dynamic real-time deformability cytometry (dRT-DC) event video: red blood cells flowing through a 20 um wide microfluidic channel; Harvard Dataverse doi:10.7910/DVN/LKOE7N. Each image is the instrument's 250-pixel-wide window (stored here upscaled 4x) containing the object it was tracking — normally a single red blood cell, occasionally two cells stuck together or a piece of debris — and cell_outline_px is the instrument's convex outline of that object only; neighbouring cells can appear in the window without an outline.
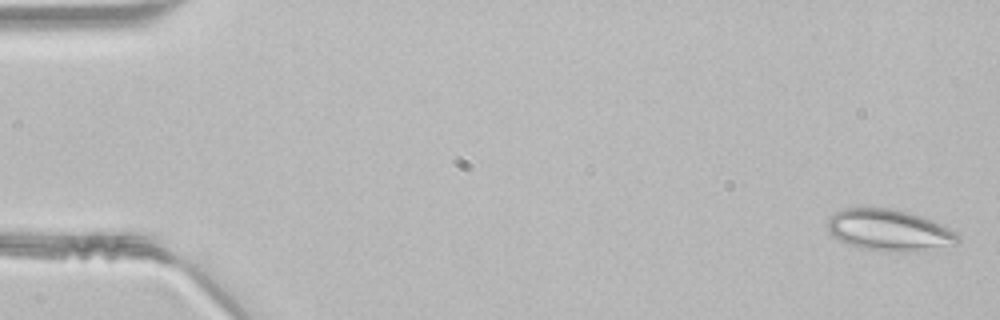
{"species": "common noctule bat (a hibernating species)", "species_latin": "Nyctalus noctula", "temperature_condition": "room temperature", "stored_images_in_passage": 47, "segment_of_instrument_passage": [1, 2], "camera_frame_rate_fps": 3000, "um_per_image_px": 0.085, "animal": {"sex": "male", "body_mass_g": 21.5, "forearm_length_mm": 52.0}, "frame": {"image": 1, "passage_image": 1, "time_ms": 0.0, "image_size_px": [1000, 320], "cell_outline_px": [[960, 240], [952, 244], [904, 252], [900, 252], [860, 248], [840, 240], [828, 228], [828, 216], [844, 208], [892, 208], [908, 212], [944, 224], [956, 232], [960, 236]], "centroid_in_image_um": [75.59, 19.54], "position_along_channel_um": 9.4, "area_um2": 30.92}}
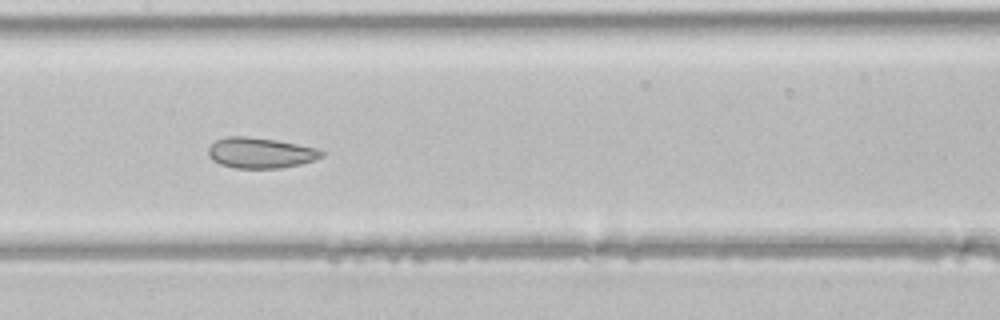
{"frame": {"image": 2, "passage_image": 23, "time_ms": 7.333, "image_size_px": [1000, 320], "cell_outline_px": [[324, 156], [316, 160], [300, 164], [280, 168], [236, 168], [220, 164], [212, 160], [208, 156], [208, 148], [216, 140], [228, 136], [244, 136], [276, 140], [316, 148], [324, 152]], "centroid_in_image_um": [22.13, 13.0], "position_along_channel_um": 185.3, "area_um2": 20.17}}
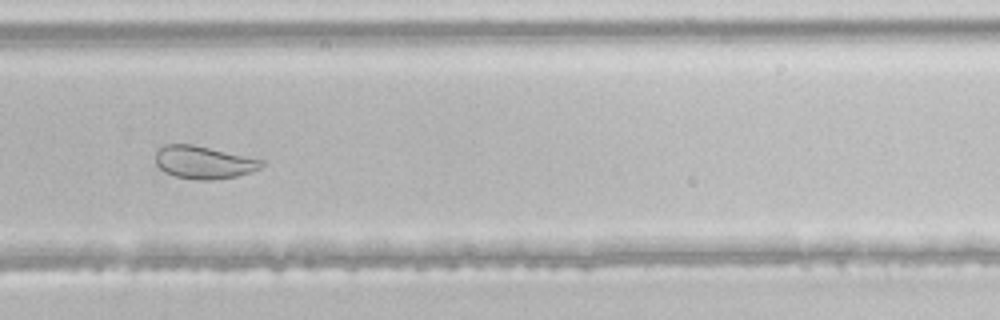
{"frame": {"image": 3, "passage_image": 32, "time_ms": 10.333, "image_size_px": [1000, 320], "cell_outline_px": [[264, 164], [260, 168], [236, 176], [212, 180], [196, 180], [176, 176], [164, 172], [156, 164], [156, 152], [160, 148], [168, 144], [192, 144], [264, 160]], "centroid_in_image_um": [17.3, 13.8], "position_along_channel_um": 312.5, "area_um2": 20.0}}